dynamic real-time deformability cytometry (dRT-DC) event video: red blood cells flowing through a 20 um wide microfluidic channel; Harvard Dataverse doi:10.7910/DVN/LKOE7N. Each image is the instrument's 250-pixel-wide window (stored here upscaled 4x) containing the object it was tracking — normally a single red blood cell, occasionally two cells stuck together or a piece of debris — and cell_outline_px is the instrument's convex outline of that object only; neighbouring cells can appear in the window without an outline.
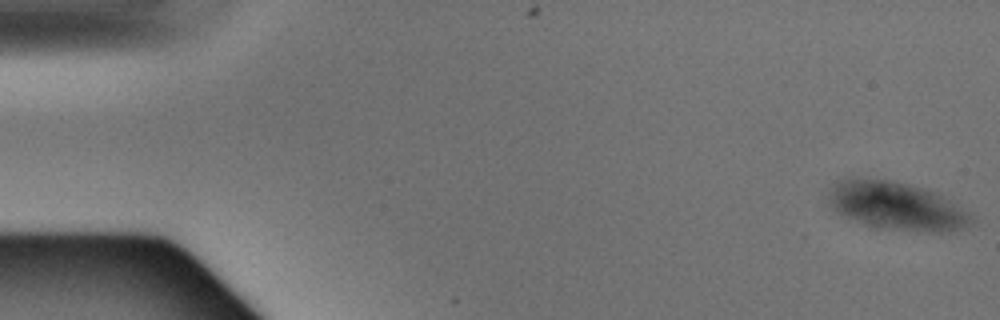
{"species": "Egyptian fruit bat (a non-hibernating species)", "species_latin": "Rousettus aegyptiacus", "temperature_condition": "warm", "stored_images_in_passage": 5, "camera_frame_rate_fps": 3000, "um_per_image_px": 0.085, "animal": {"sex": "male"}, "frame": {"image": 1, "passage_image": 1, "time_ms": 0.0, "image_size_px": [1000, 320], "cell_outline_px": [[972, 220], [968, 224], [960, 228], [940, 232], [928, 232], [868, 228], [840, 212], [832, 204], [832, 188], [836, 180], [848, 176], [856, 176], [892, 180], [908, 184], [932, 192], [948, 200], [968, 212], [972, 216]], "centroid_in_image_um": [76.16, 17.5], "position_along_channel_um": 8.8, "area_um2": 39.59}}